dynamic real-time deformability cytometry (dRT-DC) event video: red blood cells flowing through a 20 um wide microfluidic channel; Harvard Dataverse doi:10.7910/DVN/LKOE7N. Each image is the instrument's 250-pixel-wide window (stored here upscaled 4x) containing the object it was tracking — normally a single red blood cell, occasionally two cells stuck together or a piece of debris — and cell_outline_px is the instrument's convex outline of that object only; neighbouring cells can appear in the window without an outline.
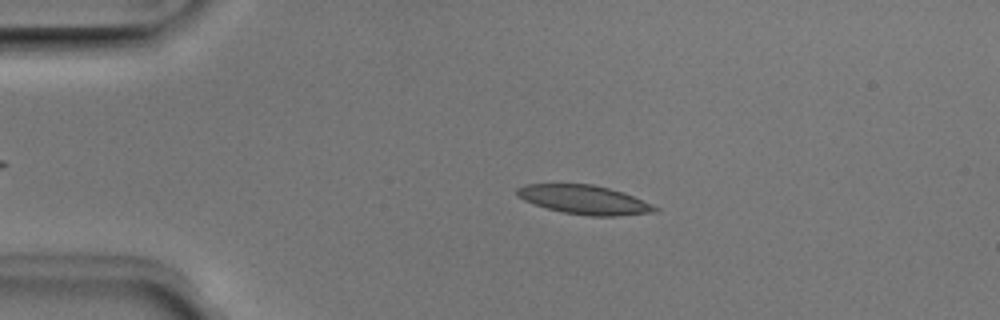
{"species": "Egyptian fruit bat (a non-hibernating species)", "species_latin": "Rousettus aegyptiacus", "temperature_condition": "room temperature", "stored_images_in_passage": 43, "camera_frame_rate_fps": 3000, "um_per_image_px": 0.085, "animal": {"sex": "male"}, "frame": {"image": 1, "passage_image": 9, "time_ms": 2.667, "image_size_px": [1000, 320], "cell_outline_px": [[660, 208], [656, 212], [616, 216], [588, 216], [564, 212], [548, 208], [524, 200], [516, 196], [516, 188], [524, 184], [592, 184], [608, 188], [632, 196]], "centroid_in_image_um": [49.64, 16.97], "position_along_channel_um": 35.4, "area_um2": 23.0}}
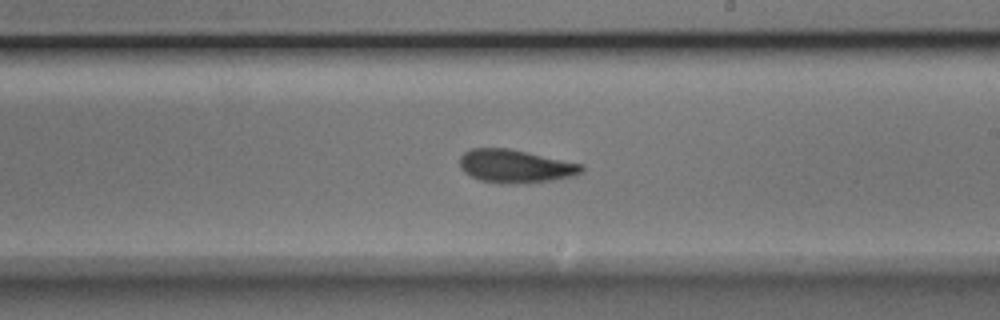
{"frame": {"image": 2, "passage_image": 28, "time_ms": 9.0, "image_size_px": [1000, 320], "cell_outline_px": [[584, 172], [576, 176], [552, 180], [512, 184], [500, 184], [480, 180], [464, 172], [460, 168], [460, 156], [464, 152], [472, 148], [508, 148], [528, 152], [584, 164]], "centroid_in_image_um": [43.84, 14.13], "position_along_channel_um": 245.2, "area_um2": 23.81}}
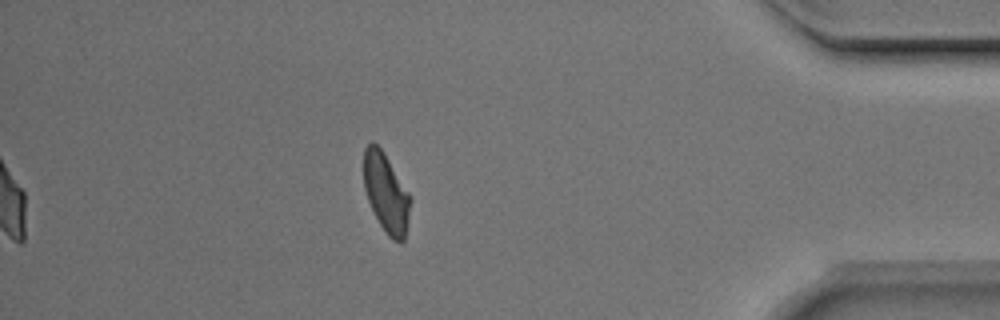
{"frame": {"image": 3, "passage_image": 43, "time_ms": 14.0, "image_size_px": [1000, 320], "cell_outline_px": [[412, 200], [404, 240], [400, 244], [392, 240], [388, 236], [380, 224], [368, 200], [364, 188], [364, 148], [372, 140], [384, 152], [412, 196]], "centroid_in_image_um": [32.84, 16.4], "position_along_channel_um": 402.4, "area_um2": 21.68}, "authors_computed_cell_mechanics": {"area_um2": 23.1778, "velocity_mm_per_s": 3.9597, "shape_relaxation_time_tau1_ms": 5.721, "shape_relaxation_time_tau2_ms": 3.3445, "deformation_change_tau1": 0.1627, "deformation_change_tau2": 0.1092}}